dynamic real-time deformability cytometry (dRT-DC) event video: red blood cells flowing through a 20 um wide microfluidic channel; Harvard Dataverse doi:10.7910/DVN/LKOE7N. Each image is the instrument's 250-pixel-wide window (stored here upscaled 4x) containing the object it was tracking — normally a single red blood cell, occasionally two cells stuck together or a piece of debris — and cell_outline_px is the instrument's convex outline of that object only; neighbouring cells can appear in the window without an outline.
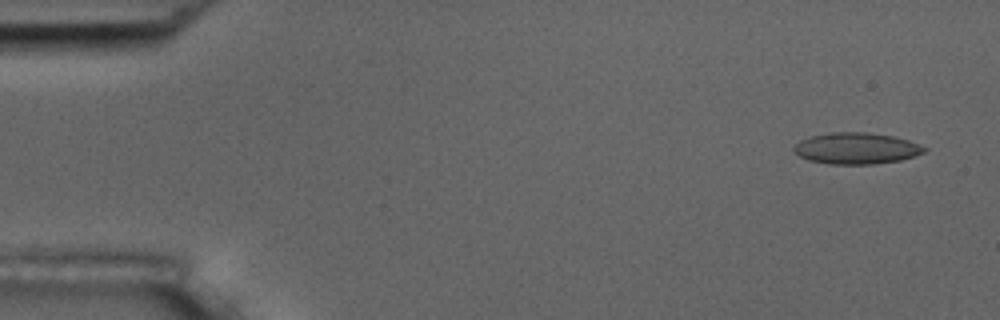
{"species": "common noctule bat (a hibernating species)", "species_latin": "Nyctalus noctula", "temperature_condition": "room temperature", "stored_images_in_passage": 4, "camera_frame_rate_fps": 3000, "um_per_image_px": 0.085, "animal": {"sex": "male", "body_mass_g": 17.5, "forearm_length_mm": 52.3}, "frame": {"image": 1, "passage_image": 1, "time_ms": 0.0, "image_size_px": [1000, 320], "cell_outline_px": [[928, 148], [924, 152], [900, 160], [876, 164], [832, 164], [808, 160], [792, 152], [792, 148], [800, 140], [808, 136], [832, 132], [868, 132], [892, 136], [908, 140]], "centroid_in_image_um": [72.74, 12.6], "position_along_channel_um": 12.3, "area_um2": 23.87}}
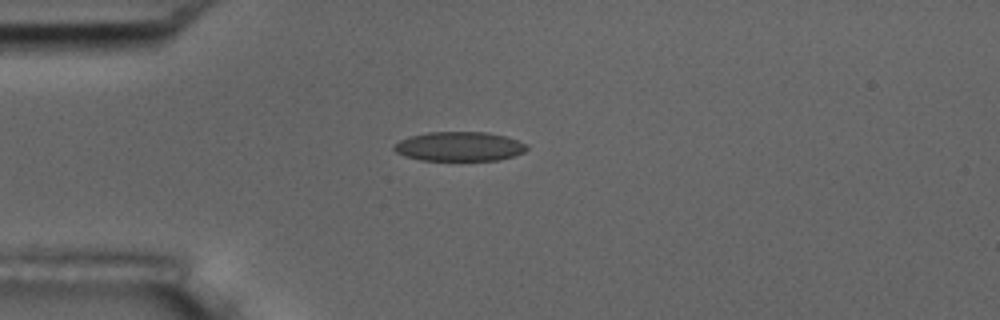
{"frame": {"image": 2, "passage_image": 4, "time_ms": 3.667, "image_size_px": [1000, 320], "cell_outline_px": [[528, 148], [524, 152], [500, 160], [420, 160], [404, 156], [396, 152], [392, 148], [400, 140], [408, 136], [428, 132], [484, 132], [504, 136], [528, 144]], "centroid_in_image_um": [39.02, 12.45], "position_along_channel_um": 46.0, "area_um2": 22.66}}